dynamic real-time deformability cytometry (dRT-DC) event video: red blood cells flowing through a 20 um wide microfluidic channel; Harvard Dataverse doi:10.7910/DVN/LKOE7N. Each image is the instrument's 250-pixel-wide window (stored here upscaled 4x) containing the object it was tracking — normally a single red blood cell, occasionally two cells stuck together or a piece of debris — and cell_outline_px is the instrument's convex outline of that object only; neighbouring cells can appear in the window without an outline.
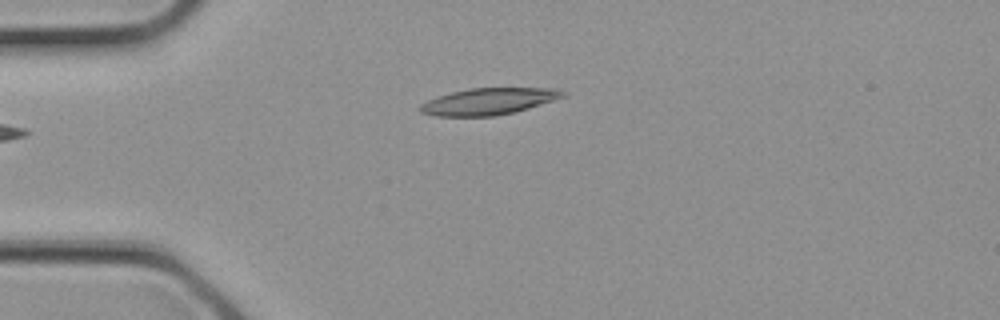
{"species": "common noctule bat (a hibernating species)", "species_latin": "Nyctalus noctula", "temperature_condition": "cold", "stored_images_in_passage": 11, "camera_frame_rate_fps": 3000, "um_per_image_px": 0.085, "animal": {"sex": "female", "body_mass_g": 21.9}, "frame": {"image": 1, "passage_image": 1, "time_ms": 0.0, "image_size_px": [1000, 320], "cell_outline_px": [[568, 96], [528, 108], [496, 116], [436, 116], [420, 112], [420, 104], [436, 96], [468, 88], [556, 88], [568, 92]], "centroid_in_image_um": [41.56, 8.61], "position_along_channel_um": 43.4, "area_um2": 22.25}}
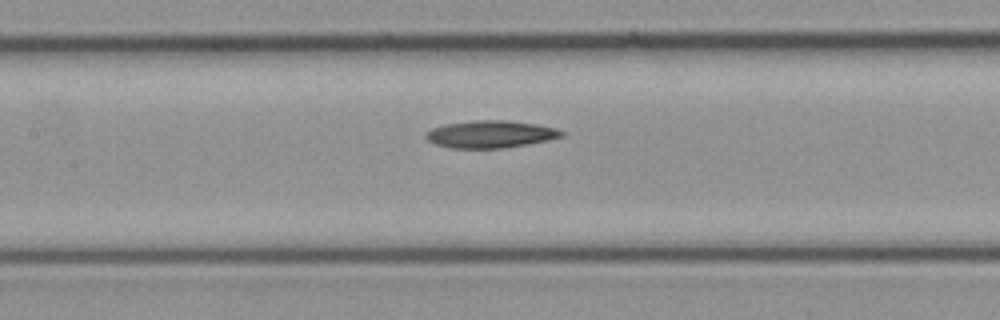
{"frame": {"image": 2, "passage_image": 7, "time_ms": 2.0, "image_size_px": [1000, 320], "cell_outline_px": [[568, 132], [564, 136], [548, 140], [528, 144], [504, 148], [448, 148], [436, 144], [428, 140], [424, 136], [432, 128], [448, 124], [476, 120], [508, 120], [536, 124], [556, 128]], "centroid_in_image_um": [41.75, 11.41], "position_along_channel_um": 165.6, "area_um2": 21.62}}
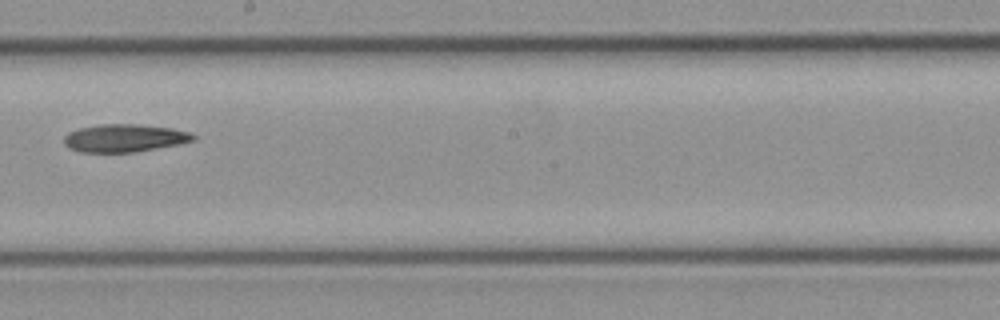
{"frame": {"image": 3, "passage_image": 10, "time_ms": 3.0, "image_size_px": [1000, 320], "cell_outline_px": [[196, 140], [180, 144], [132, 152], [80, 152], [68, 148], [64, 144], [64, 136], [68, 132], [80, 128], [100, 124], [140, 124], [172, 128], [192, 132], [196, 136]], "centroid_in_image_um": [10.6, 11.73], "position_along_channel_um": 237.6, "area_um2": 21.1}}